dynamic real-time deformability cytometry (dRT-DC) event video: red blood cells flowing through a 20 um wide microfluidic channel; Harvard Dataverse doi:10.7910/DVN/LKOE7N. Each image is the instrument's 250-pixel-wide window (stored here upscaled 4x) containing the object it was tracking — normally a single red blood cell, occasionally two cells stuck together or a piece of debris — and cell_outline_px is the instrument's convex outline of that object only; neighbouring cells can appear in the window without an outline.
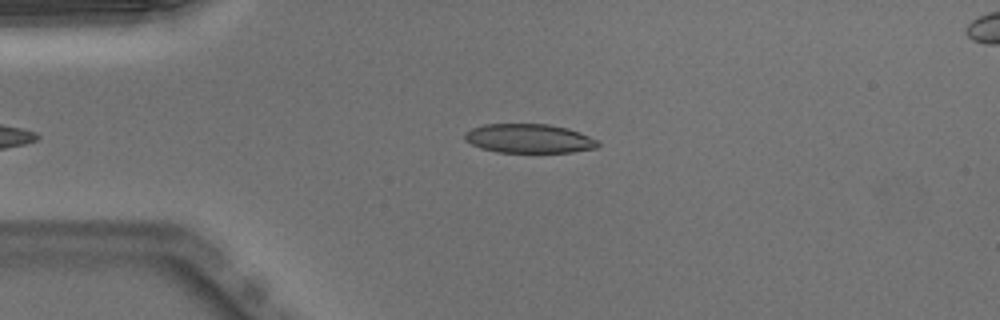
{"species": "Egyptian fruit bat (a non-hibernating species)", "species_latin": "Rousettus aegyptiacus", "temperature_condition": "warm", "stored_images_in_passage": 36, "camera_frame_rate_fps": 3000, "um_per_image_px": 0.085, "animal": {"sex": "male"}, "frame": {"image": 1, "passage_image": 2, "time_ms": 0.333, "image_size_px": [1000, 320], "cell_outline_px": [[600, 144], [596, 148], [572, 152], [496, 152], [480, 148], [464, 140], [464, 132], [472, 128], [484, 124], [548, 124], [568, 128], [580, 132], [596, 140]], "centroid_in_image_um": [44.94, 11.77], "position_along_channel_um": 40.1, "area_um2": 22.6}}
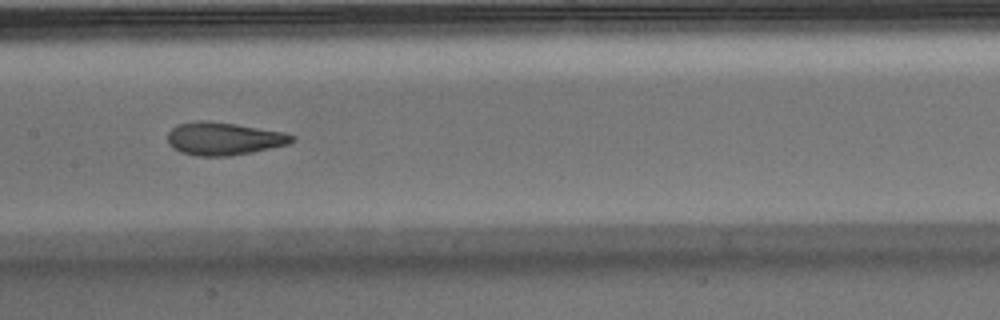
{"frame": {"image": 2, "passage_image": 15, "time_ms": 4.667, "image_size_px": [1000, 320], "cell_outline_px": [[296, 140], [288, 144], [252, 152], [228, 156], [196, 156], [180, 152], [172, 148], [168, 144], [168, 132], [172, 128], [180, 124], [196, 120], [208, 120], [236, 124], [284, 132], [296, 136]], "centroid_in_image_um": [19.01, 11.78], "position_along_channel_um": 188.4, "area_um2": 23.93}}
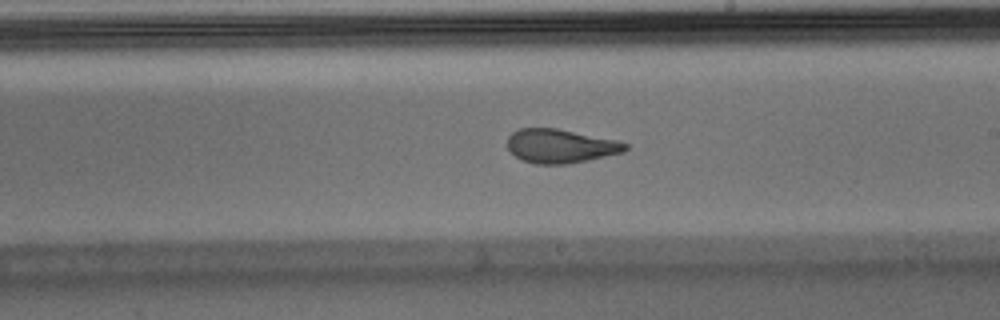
{"frame": {"image": 3, "passage_image": 19, "time_ms": 6.0, "image_size_px": [1000, 320], "cell_outline_px": [[628, 148], [624, 152], [588, 160], [568, 164], [536, 164], [520, 160], [508, 148], [508, 136], [512, 132], [520, 128], [556, 128], [616, 140], [628, 144]], "centroid_in_image_um": [47.63, 12.42], "position_along_channel_um": 241.4, "area_um2": 23.24}, "authors_computed_cell_mechanics": {"area_um2": 24.276, "velocity_mm_per_s": 3.9869, "shape_relaxation_time_tau1_ms": 6.8751, "shape_relaxation_time_tau2_ms": 1.409, "deformation_change_tau1": 0.2313, "deformation_change_tau2": 0.0822}}